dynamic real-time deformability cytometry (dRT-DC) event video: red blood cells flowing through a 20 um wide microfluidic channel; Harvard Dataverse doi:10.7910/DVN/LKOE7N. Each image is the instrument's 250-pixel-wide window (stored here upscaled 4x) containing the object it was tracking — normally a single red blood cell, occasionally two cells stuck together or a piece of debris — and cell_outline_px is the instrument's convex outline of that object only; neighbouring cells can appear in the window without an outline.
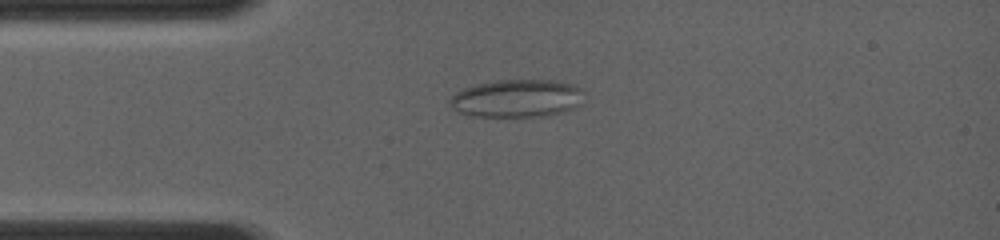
{"species": "common noctule bat (a hibernating species)", "species_latin": "Nyctalus noctula", "temperature_condition": "room temperature", "stored_images_in_passage": 27, "camera_frame_rate_fps": 4000, "um_per_image_px": 0.085, "animal": {"sex": "female", "body_mass_g": 19.0, "forearm_length_mm": 56.7}, "frame": {"image": 1, "passage_image": 8, "time_ms": 2.75, "image_size_px": [1000, 240], "cell_outline_px": [[584, 92], [580, 104], [576, 108], [564, 112], [548, 116], [472, 116], [460, 112], [452, 108], [448, 104], [448, 100], [456, 92], [472, 84], [496, 80], [552, 80], [572, 84], [584, 88]], "centroid_in_image_um": [43.95, 8.35], "position_along_channel_um": 41.0, "area_um2": 30.0}}
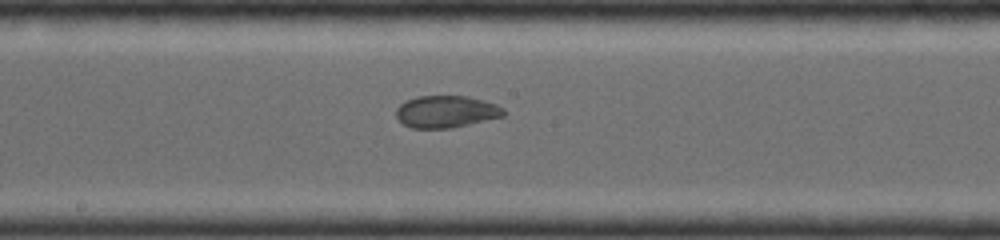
{"frame": {"image": 2, "passage_image": 19, "time_ms": 7.0, "image_size_px": [1000, 240], "cell_outline_px": [[504, 116], [452, 128], [412, 128], [404, 124], [396, 116], [396, 108], [404, 100], [416, 96], [468, 96], [484, 100], [496, 104], [504, 108]], "centroid_in_image_um": [37.91, 9.48], "position_along_channel_um": 210.3, "area_um2": 20.17}}
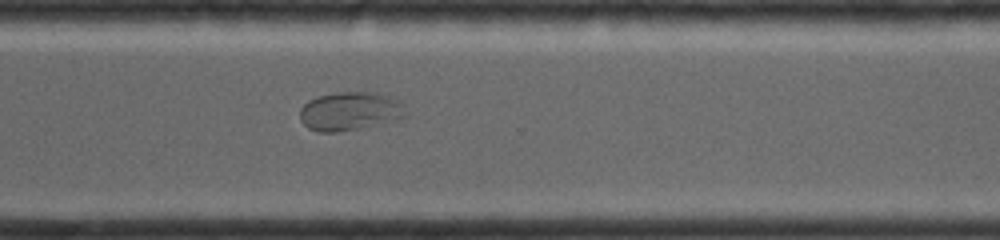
{"frame": {"image": 3, "passage_image": 27, "time_ms": 10.0, "image_size_px": [1000, 240], "cell_outline_px": [[408, 116], [400, 120], [336, 132], [320, 132], [308, 128], [300, 120], [300, 108], [308, 100], [320, 96], [340, 92], [376, 92], [388, 96], [404, 104]], "centroid_in_image_um": [29.78, 9.45], "position_along_channel_um": 340.8, "area_um2": 23.87}}